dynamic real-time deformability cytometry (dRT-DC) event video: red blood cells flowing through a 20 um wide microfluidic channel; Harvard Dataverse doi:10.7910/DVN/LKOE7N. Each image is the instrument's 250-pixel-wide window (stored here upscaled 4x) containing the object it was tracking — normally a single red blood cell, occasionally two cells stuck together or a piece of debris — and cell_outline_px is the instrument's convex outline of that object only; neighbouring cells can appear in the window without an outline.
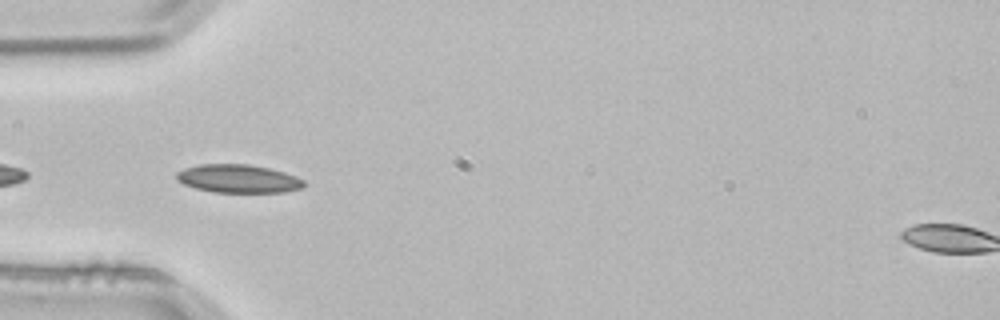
{"species": "common noctule bat (a hibernating species)", "species_latin": "Nyctalus noctula", "temperature_condition": "room temperature", "stored_images_in_passage": 2, "camera_frame_rate_fps": 3000, "um_per_image_px": 0.085, "animal": {"sex": "male", "body_mass_g": 21.5, "forearm_length_mm": 52.0}, "frame": {"image": 1, "passage_image": 2, "time_ms": 0.333, "image_size_px": [1000, 320], "cell_outline_px": [[304, 188], [284, 192], [212, 192], [196, 188], [184, 184], [176, 180], [176, 172], [184, 168], [200, 164], [248, 164], [268, 168], [284, 172], [296, 176], [304, 180]], "centroid_in_image_um": [20.25, 15.19], "position_along_channel_um": 64.8, "area_um2": 21.04}}